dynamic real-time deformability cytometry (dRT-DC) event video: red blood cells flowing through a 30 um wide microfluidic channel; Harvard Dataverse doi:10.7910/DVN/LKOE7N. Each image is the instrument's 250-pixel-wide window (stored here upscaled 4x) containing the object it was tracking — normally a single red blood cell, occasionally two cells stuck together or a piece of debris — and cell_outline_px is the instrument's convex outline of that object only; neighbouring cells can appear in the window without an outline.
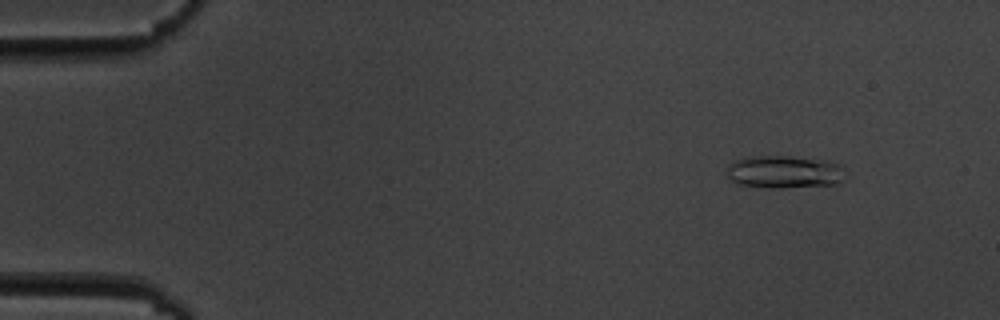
{"species": "common noctule bat (a hibernating species)", "species_latin": "Nyctalus noctula", "temperature_condition": "cold", "stored_images_in_passage": 5, "camera_frame_rate_fps": 3000, "um_per_image_px": 0.085, "animal": {"sex": "male", "body_mass_g": 19.5, "forearm_length_mm": 54.6}, "frame": {"image": 1, "passage_image": 2, "time_ms": 1.333, "image_size_px": [1000, 320], "cell_outline_px": [[848, 176], [840, 184], [784, 188], [768, 188], [740, 184], [732, 180], [728, 176], [728, 164], [736, 160], [748, 156], [792, 156], [828, 160], [840, 164], [844, 168]], "centroid_in_image_um": [66.77, 14.61], "position_along_channel_um": 18.2, "area_um2": 23.12}}